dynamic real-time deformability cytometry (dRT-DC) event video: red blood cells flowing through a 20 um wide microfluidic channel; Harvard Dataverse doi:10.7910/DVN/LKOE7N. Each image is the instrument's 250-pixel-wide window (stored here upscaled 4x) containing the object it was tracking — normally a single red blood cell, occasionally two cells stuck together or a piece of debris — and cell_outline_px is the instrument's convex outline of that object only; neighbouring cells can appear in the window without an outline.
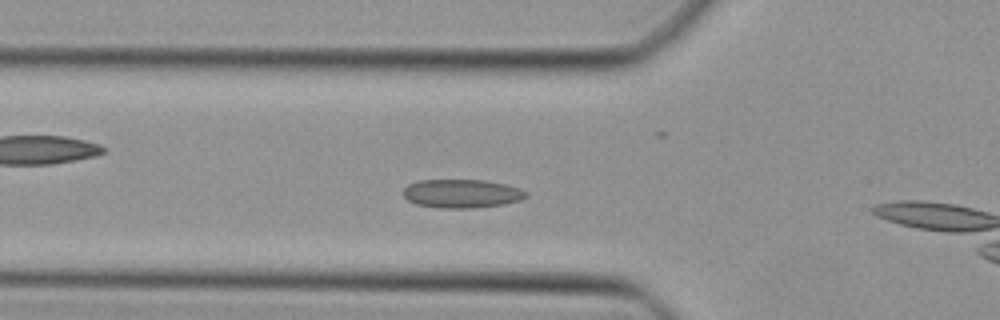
{"species": "Egyptian fruit bat (a non-hibernating species)", "species_latin": "Rousettus aegyptiacus", "temperature_condition": "cold", "stored_images_in_passage": 23, "camera_frame_rate_fps": 3000, "um_per_image_px": 0.085, "animal": {"sex": "female"}, "frame": {"image": 1, "passage_image": 10, "time_ms": 3.0, "image_size_px": [1000, 320], "cell_outline_px": [[528, 196], [520, 200], [504, 204], [472, 208], [436, 208], [416, 204], [408, 200], [404, 196], [404, 188], [408, 184], [416, 180], [484, 180], [504, 184], [520, 188], [528, 192]], "centroid_in_image_um": [39.24, 16.45], "position_along_channel_um": 86.6, "area_um2": 20.58}}
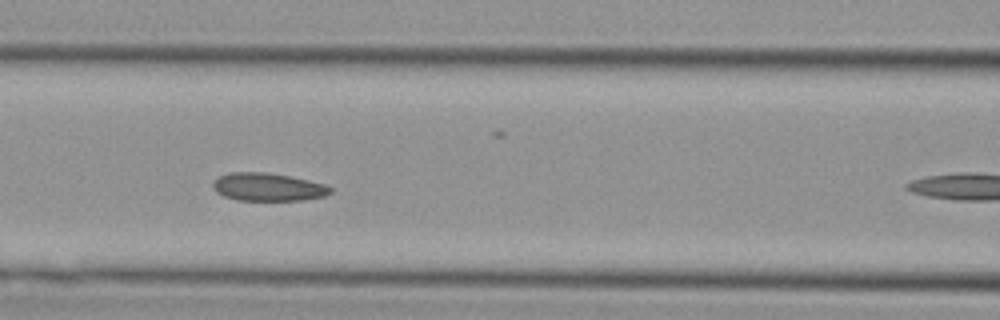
{"frame": {"image": 2, "passage_image": 14, "time_ms": 4.333, "image_size_px": [1000, 320], "cell_outline_px": [[332, 192], [324, 196], [304, 200], [236, 200], [224, 196], [216, 192], [212, 188], [212, 184], [220, 176], [228, 172], [268, 172], [308, 180], [324, 184], [332, 188]], "centroid_in_image_um": [22.76, 15.89], "position_along_channel_um": 143.8, "area_um2": 19.13}}
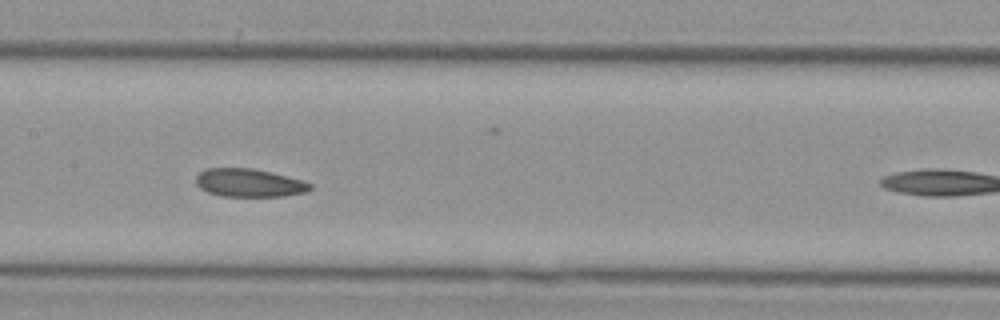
{"frame": {"image": 3, "passage_image": 17, "time_ms": 5.333, "image_size_px": [1000, 320], "cell_outline_px": [[312, 188], [308, 192], [284, 196], [220, 196], [208, 192], [200, 188], [196, 184], [196, 176], [200, 172], [208, 168], [252, 168], [272, 172], [304, 180], [312, 184]], "centroid_in_image_um": [21.21, 15.54], "position_along_channel_um": 186.2, "area_um2": 18.9}}